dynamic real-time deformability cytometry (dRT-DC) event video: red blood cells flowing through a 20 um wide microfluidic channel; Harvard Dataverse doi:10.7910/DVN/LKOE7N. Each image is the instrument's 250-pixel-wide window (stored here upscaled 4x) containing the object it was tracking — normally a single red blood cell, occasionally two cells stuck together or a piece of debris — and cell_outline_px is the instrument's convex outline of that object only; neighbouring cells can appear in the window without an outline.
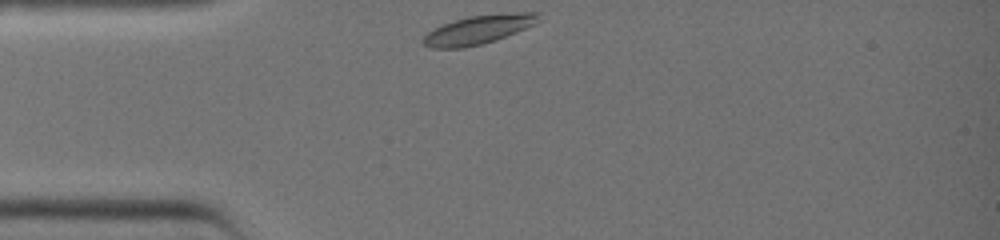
{"species": "common noctule bat (a hibernating species)", "species_latin": "Nyctalus noctula", "temperature_condition": "warm", "stored_images_in_passage": 25, "camera_frame_rate_fps": 3000, "um_per_image_px": 0.085, "animal": {"sex": "female", "body_mass_g": 19.0, "forearm_length_mm": 51.5}, "frame": {"image": 1, "passage_image": 1, "time_ms": 0.0, "image_size_px": [1000, 240], "cell_outline_px": [[540, 20], [536, 24], [496, 40], [464, 48], [428, 48], [420, 44], [420, 40], [428, 32], [444, 24], [468, 16], [516, 12], [540, 12]], "centroid_in_image_um": [40.67, 2.52], "position_along_channel_um": 44.3, "area_um2": 19.48}}
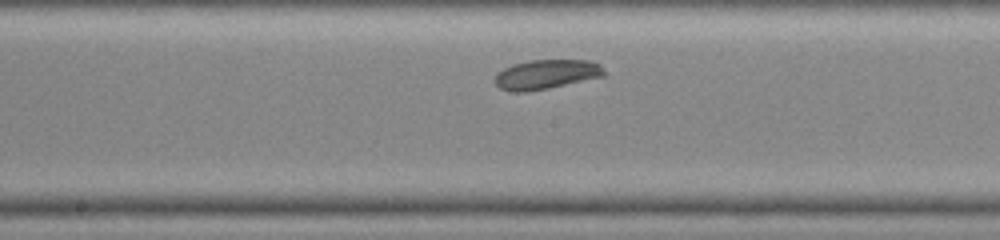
{"frame": {"image": 2, "passage_image": 12, "time_ms": 3.667, "image_size_px": [1000, 240], "cell_outline_px": [[604, 76], [548, 88], [524, 92], [512, 92], [500, 88], [496, 84], [496, 76], [504, 68], [512, 64], [532, 60], [588, 60], [600, 64], [604, 72]], "centroid_in_image_um": [46.43, 6.32], "position_along_channel_um": 201.8, "area_um2": 18.5}}
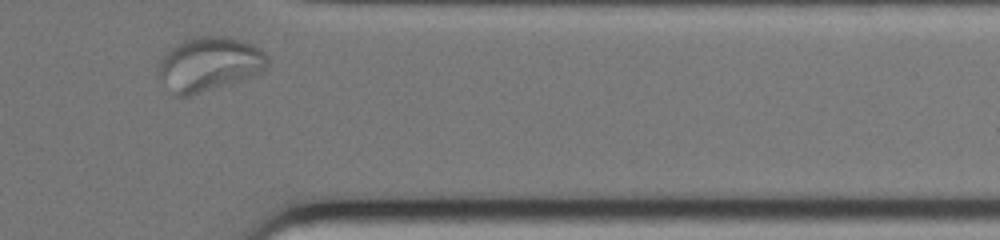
{"frame": {"image": 3, "passage_image": 24, "time_ms": 7.667, "image_size_px": [1000, 240], "cell_outline_px": [[268, 64], [264, 68], [248, 76], [188, 96], [176, 96], [160, 76], [160, 60], [176, 44], [184, 40], [200, 36], [216, 36], [240, 40], [252, 44], [260, 48], [268, 56]], "centroid_in_image_um": [17.79, 5.41], "position_along_channel_um": 393.6, "area_um2": 32.89}}